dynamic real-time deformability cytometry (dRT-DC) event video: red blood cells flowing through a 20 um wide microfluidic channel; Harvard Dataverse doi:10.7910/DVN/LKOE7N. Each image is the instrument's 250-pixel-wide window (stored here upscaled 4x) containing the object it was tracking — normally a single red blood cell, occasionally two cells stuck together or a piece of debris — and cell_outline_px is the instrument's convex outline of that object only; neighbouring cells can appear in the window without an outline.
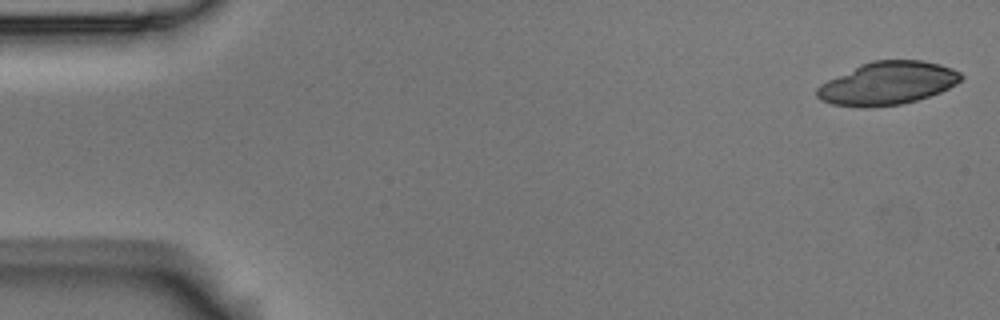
{"species": "Egyptian fruit bat (a non-hibernating species)", "species_latin": "Rousettus aegyptiacus", "temperature_condition": "room temperature", "stored_images_in_passage": 5, "camera_frame_rate_fps": 3000, "um_per_image_px": 0.085, "animal": {"sex": "male"}, "frame": {"image": 1, "passage_image": 1, "time_ms": 0.0, "image_size_px": [1000, 320], "cell_outline_px": [[964, 76], [956, 84], [940, 92], [916, 100], [900, 104], [864, 108], [832, 104], [820, 100], [816, 96], [816, 88], [820, 84], [860, 64], [872, 60], [920, 60], [940, 64], [952, 68], [960, 72]], "centroid_in_image_um": [75.42, 7.08], "position_along_channel_um": 9.6, "area_um2": 36.07}}